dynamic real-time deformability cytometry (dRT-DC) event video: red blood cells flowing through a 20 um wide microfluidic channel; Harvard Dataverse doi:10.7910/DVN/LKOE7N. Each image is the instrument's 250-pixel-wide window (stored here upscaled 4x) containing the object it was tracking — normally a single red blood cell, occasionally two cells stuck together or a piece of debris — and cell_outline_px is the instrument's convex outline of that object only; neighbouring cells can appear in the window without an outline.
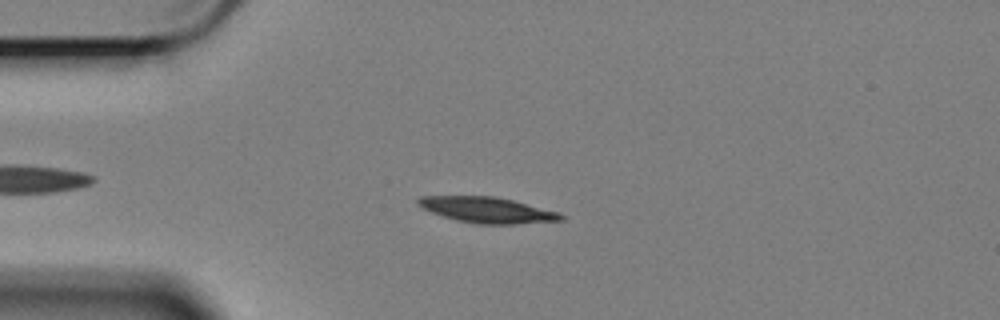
{"species": "Egyptian fruit bat (a non-hibernating species)", "species_latin": "Rousettus aegyptiacus", "temperature_condition": "cold", "stored_images_in_passage": 54, "camera_frame_rate_fps": 3000, "um_per_image_px": 0.085, "animal": {"sex": "female"}, "frame": {"image": 1, "passage_image": 9, "time_ms": 2.667, "image_size_px": [1000, 320], "cell_outline_px": [[564, 220], [516, 224], [476, 224], [456, 220], [432, 212], [416, 204], [416, 200], [420, 196], [492, 196], [512, 200], [560, 212], [564, 216]], "centroid_in_image_um": [41.43, 17.85], "position_along_channel_um": 43.6, "area_um2": 21.39}}
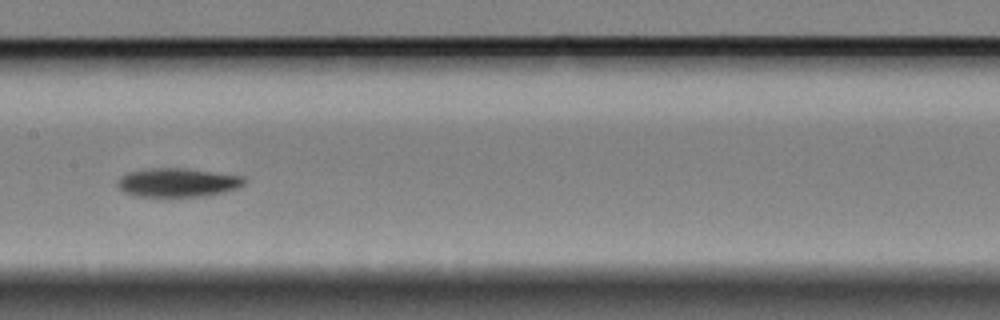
{"frame": {"image": 2, "passage_image": 24, "time_ms": 7.667, "image_size_px": [1000, 320], "cell_outline_px": [[248, 180], [244, 184], [236, 188], [224, 192], [204, 196], [164, 200], [136, 196], [124, 192], [116, 184], [116, 180], [120, 176], [128, 172], [152, 168], [184, 168], [244, 176]], "centroid_in_image_um": [15.06, 15.56], "position_along_channel_um": 192.3, "area_um2": 22.25}}
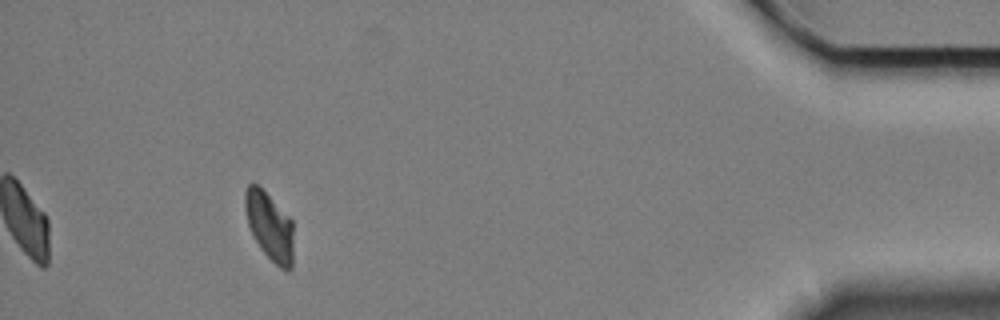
{"frame": {"image": 3, "passage_image": 49, "time_ms": 16.0, "image_size_px": [1000, 320], "cell_outline_px": [[292, 268], [288, 272], [280, 268], [260, 248], [252, 236], [248, 224], [244, 204], [244, 192], [248, 184], [256, 184], [292, 220]], "centroid_in_image_um": [22.89, 19.26], "position_along_channel_um": 412.3, "area_um2": 18.9}, "authors_computed_cell_mechanics": {"area_um2": 20.9814, "velocity_mm_per_s": 3.3582, "shape_relaxation_time_tau1_ms": 3.4283, "shape_relaxation_time_tau2_ms": null, "deformation_change_tau1": 0.1025, "deformation_change_tau2": null}}